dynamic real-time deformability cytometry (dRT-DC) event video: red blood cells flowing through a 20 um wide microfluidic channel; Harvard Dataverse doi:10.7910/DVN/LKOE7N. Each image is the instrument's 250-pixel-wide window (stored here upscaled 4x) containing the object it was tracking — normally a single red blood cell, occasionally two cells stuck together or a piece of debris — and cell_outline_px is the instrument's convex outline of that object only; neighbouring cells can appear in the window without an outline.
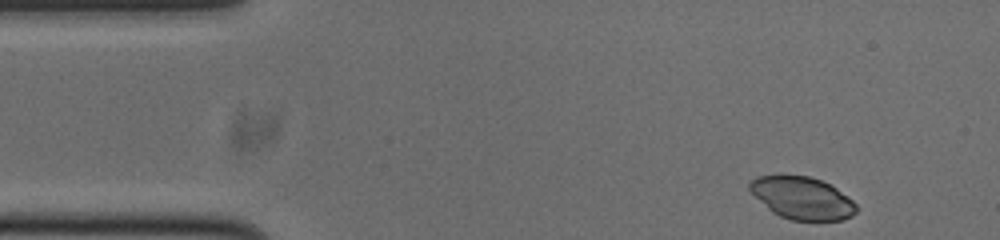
{"species": "common noctule bat (a hibernating species)", "species_latin": "Nyctalus noctula", "temperature_condition": "cold", "stored_images_in_passage": 49, "camera_frame_rate_fps": 3000, "um_per_image_px": 0.085, "animal": {"sex": "male", "body_mass_g": 20.0, "forearm_length_mm": 53.3}, "frame": {"image": 1, "passage_image": 1, "time_ms": 0.0, "image_size_px": [1000, 240], "cell_outline_px": [[860, 208], [852, 216], [844, 220], [792, 220], [780, 216], [772, 212], [748, 188], [748, 184], [756, 176], [784, 172], [808, 176], [820, 180], [836, 188], [852, 200]], "centroid_in_image_um": [68.17, 16.79], "position_along_channel_um": 16.8, "area_um2": 26.76}}